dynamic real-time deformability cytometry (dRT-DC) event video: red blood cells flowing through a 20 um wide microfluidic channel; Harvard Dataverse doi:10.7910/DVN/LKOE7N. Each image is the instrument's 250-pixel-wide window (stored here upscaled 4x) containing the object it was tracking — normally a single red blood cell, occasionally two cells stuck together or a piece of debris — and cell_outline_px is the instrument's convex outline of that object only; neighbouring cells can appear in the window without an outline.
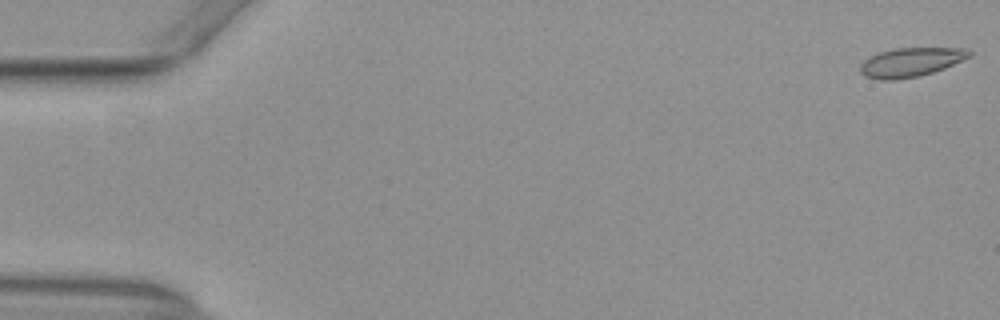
{"species": "common noctule bat (a hibernating species)", "species_latin": "Nyctalus noctula", "temperature_condition": "warm", "stored_images_in_passage": 54, "camera_frame_rate_fps": 3000, "um_per_image_px": 0.085, "animal": {"sex": "female", "body_mass_g": 29.2, "forearm_length_mm": 56.3}, "frame": {"image": 1, "passage_image": 1, "time_ms": 0.0, "image_size_px": [1000, 320], "cell_outline_px": [[972, 56], [944, 68], [920, 76], [896, 80], [880, 80], [864, 76], [860, 72], [860, 64], [864, 60], [880, 52], [896, 48], [968, 48], [972, 52]], "centroid_in_image_um": [77.43, 5.29], "position_along_channel_um": 7.6, "area_um2": 18.5}}
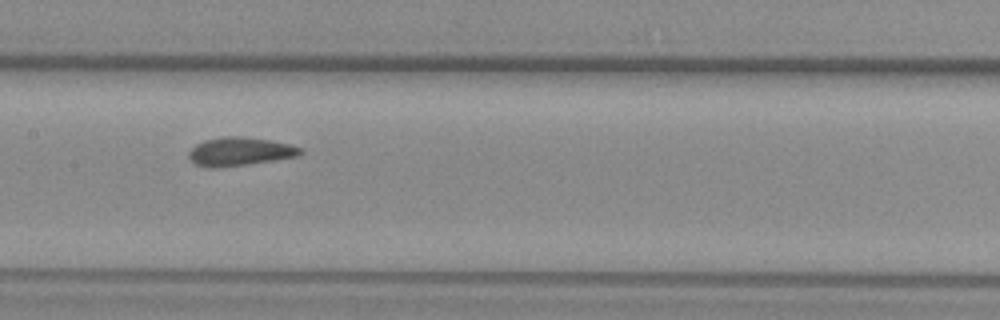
{"frame": {"image": 2, "passage_image": 27, "time_ms": 8.667, "image_size_px": [1000, 320], "cell_outline_px": [[304, 152], [300, 156], [244, 164], [196, 164], [188, 156], [188, 152], [196, 144], [204, 140], [224, 136], [240, 136], [272, 140], [304, 148]], "centroid_in_image_um": [20.5, 12.81], "position_along_channel_um": 186.9, "area_um2": 17.69}}
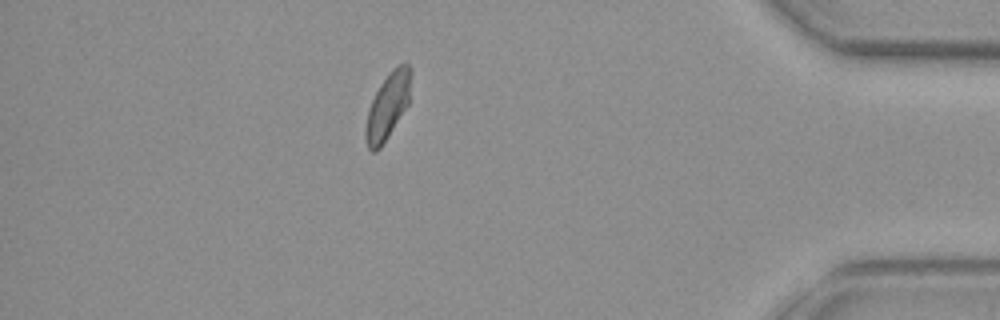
{"frame": {"image": 3, "passage_image": 47, "time_ms": 15.333, "image_size_px": [1000, 320], "cell_outline_px": [[412, 72], [408, 104], [380, 148], [376, 152], [372, 152], [368, 148], [364, 136], [364, 132], [368, 108], [380, 84], [388, 72], [396, 64], [408, 64], [412, 68]], "centroid_in_image_um": [32.95, 8.98], "position_along_channel_um": 402.3, "area_um2": 17.51}, "authors_computed_cell_mechanics": {"area_um2": 18.0336, "velocity_mm_per_s": 3.905, "shape_relaxation_time_tau1_ms": null, "shape_relaxation_time_tau2_ms": 1.8181, "deformation_change_tau1": null, "deformation_change_tau2": 0.038}}